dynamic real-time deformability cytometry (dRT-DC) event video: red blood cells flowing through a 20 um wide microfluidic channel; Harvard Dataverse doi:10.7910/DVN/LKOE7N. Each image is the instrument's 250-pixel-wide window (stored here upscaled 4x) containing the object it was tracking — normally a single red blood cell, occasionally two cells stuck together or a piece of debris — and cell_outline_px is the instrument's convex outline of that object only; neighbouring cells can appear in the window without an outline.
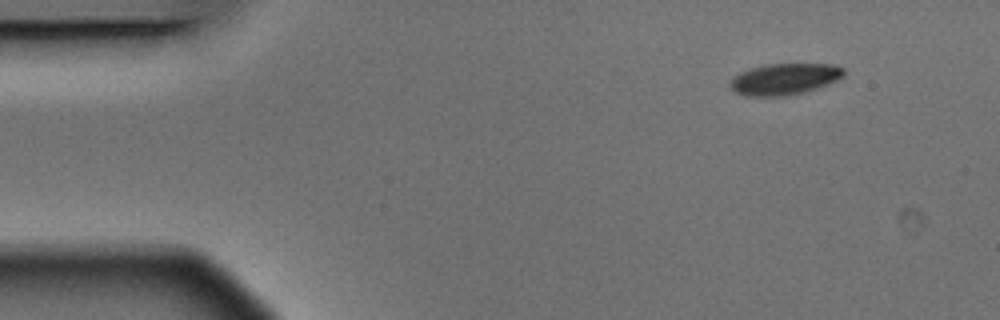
{"species": "Egyptian fruit bat (a non-hibernating species)", "species_latin": "Rousettus aegyptiacus", "temperature_condition": "warm", "stored_images_in_passage": 5, "camera_frame_rate_fps": 3000, "um_per_image_px": 0.085, "animal": {"sex": "male"}, "frame": {"image": 1, "passage_image": 1, "time_ms": 0.0, "image_size_px": [1000, 320], "cell_outline_px": [[844, 76], [828, 84], [804, 92], [788, 96], [744, 96], [728, 88], [728, 84], [732, 76], [740, 72], [764, 64], [832, 64], [844, 68]], "centroid_in_image_um": [66.63, 6.73], "position_along_channel_um": 18.4, "area_um2": 20.98}}
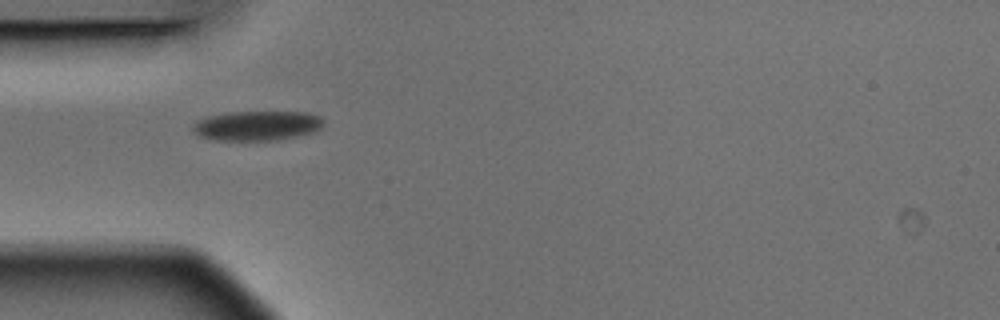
{"frame": {"image": 2, "passage_image": 4, "time_ms": 1.0, "image_size_px": [1000, 320], "cell_outline_px": [[324, 124], [320, 128], [312, 132], [296, 136], [276, 140], [212, 140], [200, 136], [192, 128], [196, 120], [208, 116], [232, 112], [308, 112], [320, 116], [324, 120]], "centroid_in_image_um": [21.86, 10.68], "position_along_channel_um": 63.1, "area_um2": 22.54}}
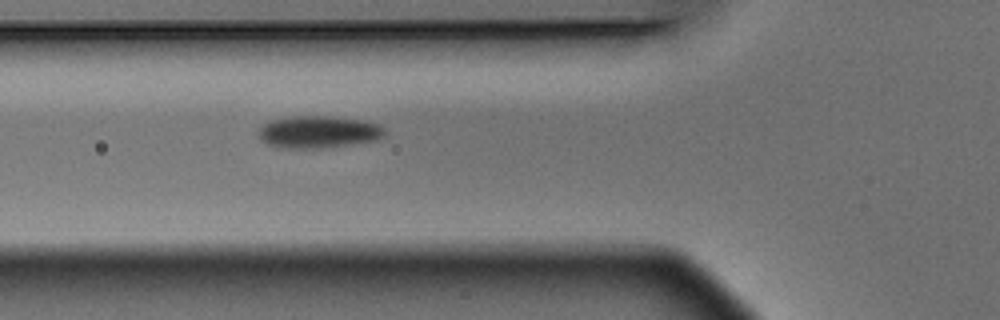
{"frame": {"image": 3, "passage_image": 5, "time_ms": 1.333, "image_size_px": [1000, 320], "cell_outline_px": [[384, 136], [380, 140], [328, 148], [280, 148], [268, 144], [260, 140], [260, 128], [264, 124], [272, 120], [292, 116], [328, 116], [368, 120], [380, 124], [384, 128]], "centroid_in_image_um": [27.14, 11.22], "position_along_channel_um": 98.7, "area_um2": 24.04}}